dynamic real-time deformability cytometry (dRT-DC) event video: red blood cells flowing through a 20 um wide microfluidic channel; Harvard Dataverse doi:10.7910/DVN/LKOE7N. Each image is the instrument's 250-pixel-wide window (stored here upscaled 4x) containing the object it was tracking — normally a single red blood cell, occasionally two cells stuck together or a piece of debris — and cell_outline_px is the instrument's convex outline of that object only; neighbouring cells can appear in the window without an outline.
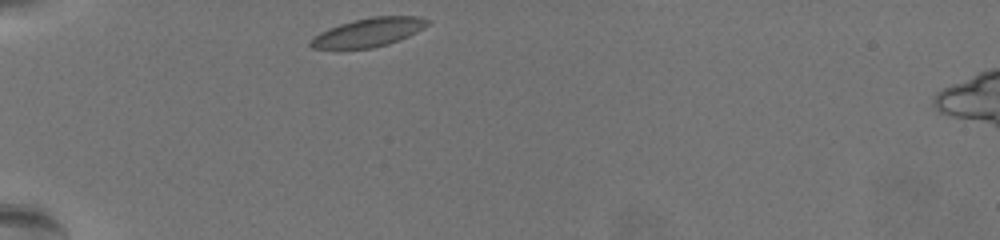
{"species": "common noctule bat (a hibernating species)", "species_latin": "Nyctalus noctula", "temperature_condition": "warm", "stored_images_in_passage": 34, "camera_frame_rate_fps": 3000, "um_per_image_px": 0.085, "animal": {"sex": "female", "body_mass_g": 19.5, "forearm_length_mm": 54.1}, "frame": {"image": 1, "passage_image": 1, "time_ms": 0.0, "image_size_px": [1000, 240], "cell_outline_px": [[432, 20], [424, 28], [408, 36], [388, 44], [372, 48], [312, 48], [308, 44], [320, 32], [328, 28], [352, 20], [372, 16], [416, 16]], "centroid_in_image_um": [31.36, 2.73], "position_along_channel_um": 53.6, "area_um2": 19.36}}
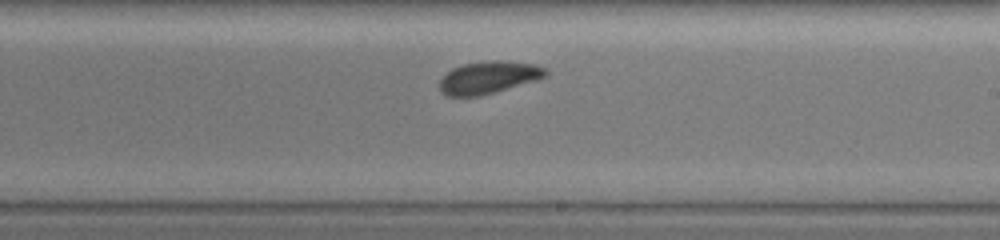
{"frame": {"image": 2, "passage_image": 20, "time_ms": 6.333, "image_size_px": [1000, 240], "cell_outline_px": [[548, 72], [544, 76], [536, 80], [480, 96], [448, 96], [440, 92], [440, 80], [452, 68], [464, 64], [492, 60], [504, 60], [532, 64], [548, 68]], "centroid_in_image_um": [41.53, 6.58], "position_along_channel_um": 247.5, "area_um2": 19.83}}
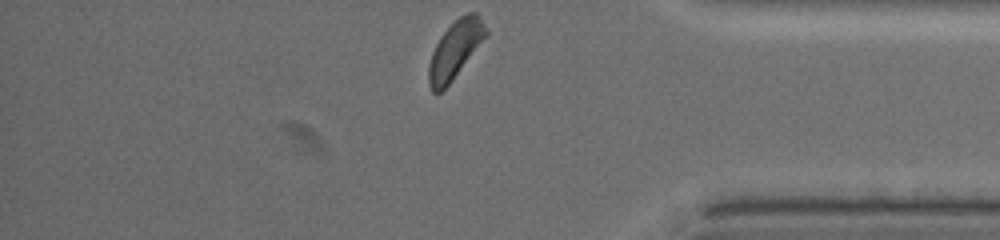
{"frame": {"image": 3, "passage_image": 34, "time_ms": 11.0, "image_size_px": [1000, 240], "cell_outline_px": [[488, 36], [452, 80], [440, 92], [432, 92], [428, 84], [428, 68], [432, 52], [440, 36], [460, 16], [468, 12], [476, 12], [480, 16], [488, 32]], "centroid_in_image_um": [38.7, 4.22], "position_along_channel_um": 396.5, "area_um2": 19.07}, "authors_computed_cell_mechanics": {"area_um2": 19.8832, "velocity_mm_per_s": 3.492, "shape_relaxation_time_tau1_ms": 1.6303, "shape_relaxation_time_tau2_ms": 2.189, "deformation_change_tau1": 0.0626, "deformation_change_tau2": 0.0743}}